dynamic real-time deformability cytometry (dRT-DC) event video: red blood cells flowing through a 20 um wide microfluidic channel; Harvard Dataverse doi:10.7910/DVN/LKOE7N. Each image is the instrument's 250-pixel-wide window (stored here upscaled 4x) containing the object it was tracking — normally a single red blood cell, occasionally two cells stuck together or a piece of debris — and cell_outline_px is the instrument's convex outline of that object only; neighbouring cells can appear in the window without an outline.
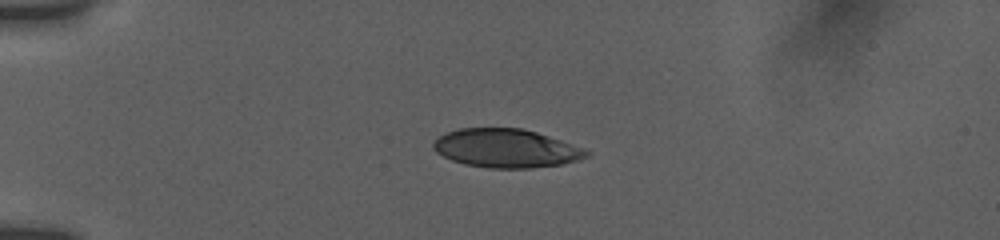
{"species": "human", "species_latin": "Homo sapiens", "temperature_condition": "room temperature", "stored_images_in_passage": 10, "camera_frame_rate_fps": 3000, "um_per_image_px": 0.085, "donor": {"sex": "female"}, "frame": {"image": 1, "passage_image": 1, "time_ms": 0.0, "image_size_px": [1000, 240], "cell_outline_px": [[592, 152], [588, 156], [576, 160], [560, 164], [532, 168], [488, 168], [464, 164], [452, 160], [436, 152], [432, 148], [432, 144], [440, 136], [448, 132], [460, 128], [520, 128], [536, 132], [588, 148]], "centroid_in_image_um": [43.06, 12.61], "position_along_channel_um": 41.9, "area_um2": 34.51}}